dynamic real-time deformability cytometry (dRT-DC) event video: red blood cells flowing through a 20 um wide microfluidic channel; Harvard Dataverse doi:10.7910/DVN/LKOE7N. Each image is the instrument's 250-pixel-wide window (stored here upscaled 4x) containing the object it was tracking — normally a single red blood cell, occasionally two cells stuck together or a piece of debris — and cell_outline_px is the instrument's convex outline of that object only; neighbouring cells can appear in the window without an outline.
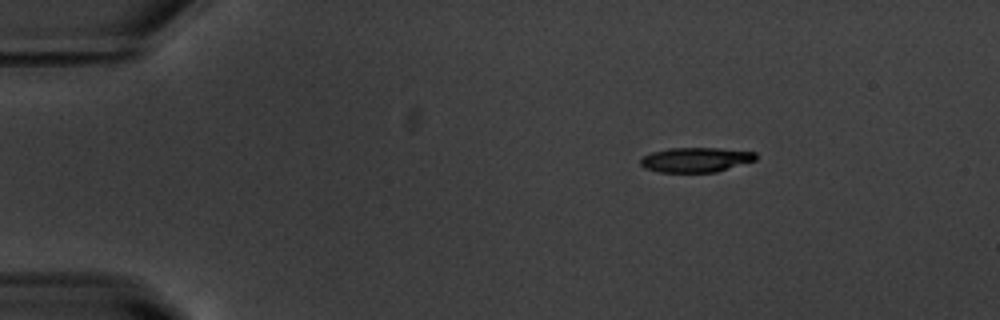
{"species": "common noctule bat (a hibernating species)", "species_latin": "Nyctalus noctula", "temperature_condition": "warm", "stored_images_in_passage": 46, "camera_frame_rate_fps": 3000, "um_per_image_px": 0.085, "animal": {"sex": "male", "body_mass_g": 20.1, "forearm_length_mm": 53.5}, "frame": {"image": 1, "passage_image": 1, "time_ms": 0.0, "image_size_px": [1000, 320], "cell_outline_px": [[756, 160], [716, 172], [660, 172], [644, 168], [640, 164], [640, 160], [644, 156], [652, 152], [668, 148], [720, 148], [756, 152]], "centroid_in_image_um": [59.14, 13.58], "position_along_channel_um": 25.9, "area_um2": 16.59}}
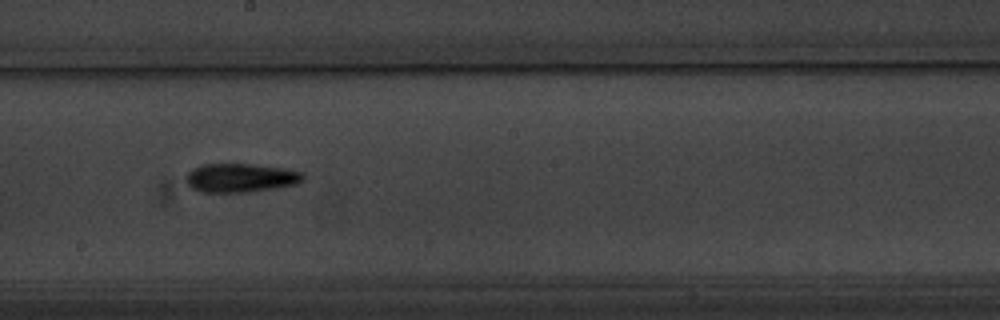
{"frame": {"image": 2, "passage_image": 23, "time_ms": 7.333, "image_size_px": [1000, 320], "cell_outline_px": [[304, 180], [296, 184], [276, 188], [248, 192], [200, 192], [192, 188], [188, 184], [184, 176], [192, 168], [200, 164], [248, 164], [284, 168], [304, 172]], "centroid_in_image_um": [20.44, 15.11], "position_along_channel_um": 227.8, "area_um2": 19.83}}
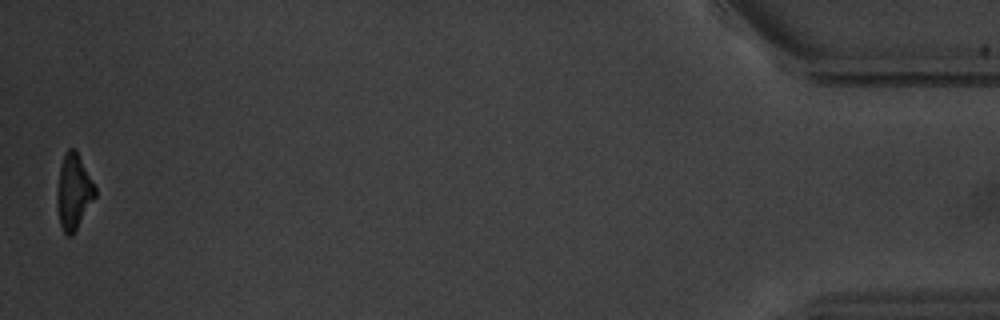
{"frame": {"image": 3, "passage_image": 46, "time_ms": 15.0, "image_size_px": [1000, 320], "cell_outline_px": [[96, 196], [72, 236], [68, 236], [64, 232], [60, 224], [56, 204], [56, 200], [60, 168], [64, 152], [68, 148], [76, 148], [96, 188]], "centroid_in_image_um": [6.26, 16.28], "position_along_channel_um": 428.9, "area_um2": 16.7}, "authors_computed_cell_mechanics": {"area_um2": 18.0914, "velocity_mm_per_s": 3.7665, "shape_relaxation_time_tau1_ms": 2.6811, "shape_relaxation_time_tau2_ms": null, "deformation_change_tau1": 0.1659, "deformation_change_tau2": null}}